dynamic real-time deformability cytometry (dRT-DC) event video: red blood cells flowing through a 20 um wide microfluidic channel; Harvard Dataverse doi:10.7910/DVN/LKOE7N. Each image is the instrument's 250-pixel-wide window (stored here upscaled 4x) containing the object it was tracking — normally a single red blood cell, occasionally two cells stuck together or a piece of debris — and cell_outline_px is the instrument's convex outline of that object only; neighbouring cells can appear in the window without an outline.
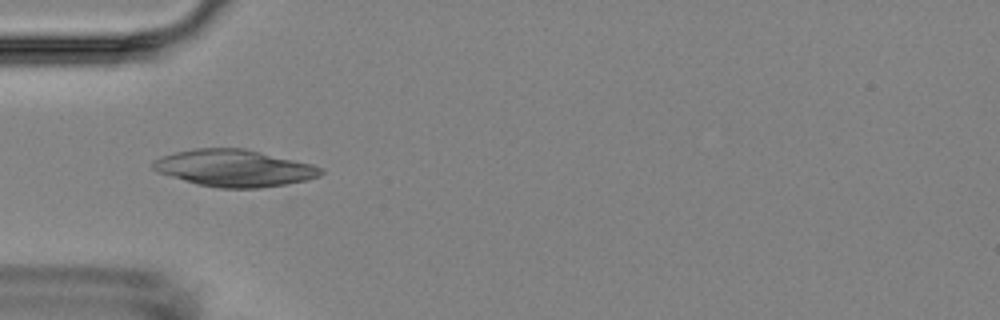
{"species": "Egyptian fruit bat (a non-hibernating species)", "species_latin": "Rousettus aegyptiacus", "temperature_condition": "room temperature", "stored_images_in_passage": 3, "camera_frame_rate_fps": 3000, "um_per_image_px": 0.085, "animal": {"sex": "female"}, "frame": {"image": 1, "passage_image": 1, "time_ms": 0.0, "image_size_px": [1000, 320], "cell_outline_px": [[324, 172], [320, 176], [308, 180], [260, 188], [220, 188], [196, 184], [156, 172], [152, 168], [152, 160], [160, 156], [176, 152], [196, 148], [244, 148], [312, 164], [324, 168]], "centroid_in_image_um": [19.89, 14.29], "position_along_channel_um": 65.1, "area_um2": 36.24}}